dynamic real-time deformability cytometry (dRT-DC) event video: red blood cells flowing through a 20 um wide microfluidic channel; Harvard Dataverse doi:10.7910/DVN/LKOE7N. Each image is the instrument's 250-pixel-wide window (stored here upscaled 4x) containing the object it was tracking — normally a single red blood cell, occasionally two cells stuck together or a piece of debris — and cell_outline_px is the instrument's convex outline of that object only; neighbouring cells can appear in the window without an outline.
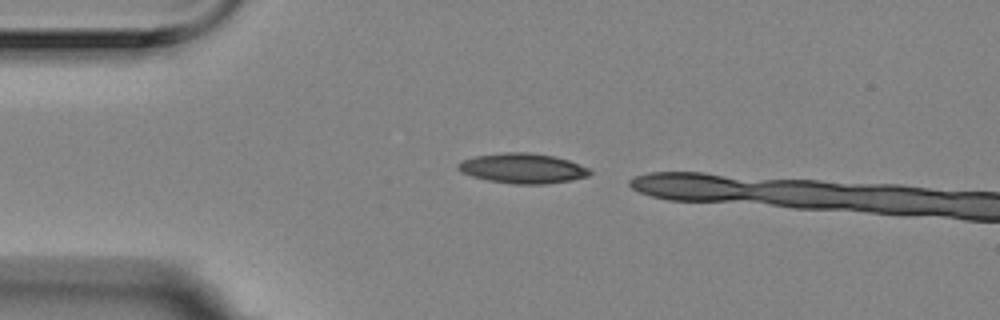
{"species": "Egyptian fruit bat (a non-hibernating species)", "species_latin": "Rousettus aegyptiacus", "temperature_condition": "room temperature", "stored_images_in_passage": 2, "camera_frame_rate_fps": 3000, "um_per_image_px": 0.085, "animal": {"sex": "female"}, "frame": {"image": 1, "passage_image": 1, "time_ms": 0.0, "image_size_px": [1000, 320], "cell_outline_px": [[592, 172], [588, 176], [572, 180], [544, 184], [512, 184], [488, 180], [472, 176], [460, 172], [456, 168], [456, 164], [464, 160], [476, 156], [504, 152], [528, 152], [552, 156], [568, 160], [588, 168]], "centroid_in_image_um": [44.4, 14.31], "position_along_channel_um": 40.6, "area_um2": 22.95}}